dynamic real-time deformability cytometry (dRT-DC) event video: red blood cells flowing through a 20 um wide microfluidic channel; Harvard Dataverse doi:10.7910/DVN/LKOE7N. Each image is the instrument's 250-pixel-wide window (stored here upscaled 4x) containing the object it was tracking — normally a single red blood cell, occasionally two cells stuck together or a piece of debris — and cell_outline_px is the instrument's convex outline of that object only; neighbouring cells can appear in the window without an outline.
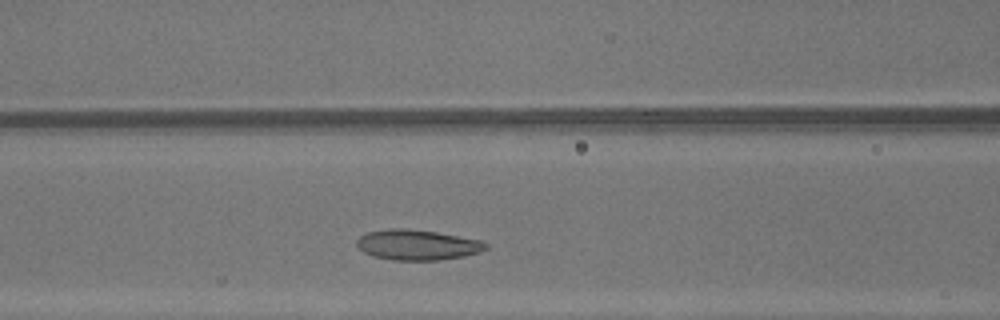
{"species": "common noctule bat (a hibernating species)", "species_latin": "Nyctalus noctula", "temperature_condition": "warm", "stored_images_in_passage": 27, "camera_frame_rate_fps": 3000, "um_per_image_px": 0.085, "animal": {"sex": "male", "body_mass_g": 13.3}, "frame": {"image": 1, "passage_image": 10, "time_ms": 3.0, "image_size_px": [1000, 320], "cell_outline_px": [[488, 248], [480, 252], [464, 256], [440, 260], [392, 260], [372, 256], [364, 252], [356, 244], [356, 240], [360, 236], [368, 232], [388, 228], [408, 228], [436, 232], [480, 240], [488, 244]], "centroid_in_image_um": [35.47, 20.81], "position_along_channel_um": 131.1, "area_um2": 22.89}}
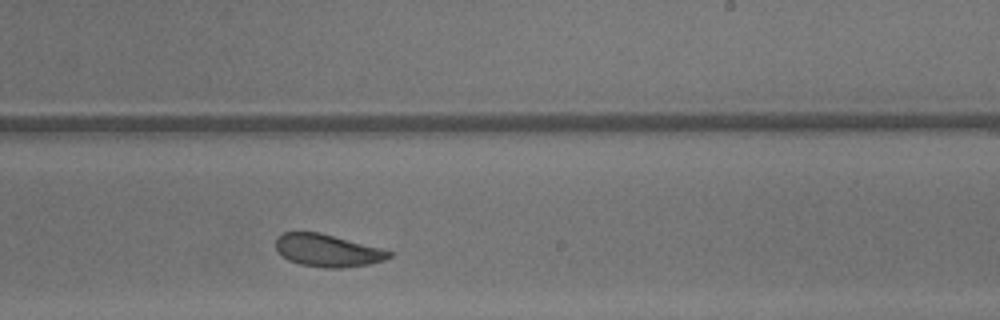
{"frame": {"image": 2, "passage_image": 19, "time_ms": 6.0, "image_size_px": [1000, 320], "cell_outline_px": [[392, 256], [384, 260], [368, 264], [340, 268], [324, 268], [300, 264], [288, 260], [276, 248], [276, 236], [284, 232], [320, 232], [384, 248], [392, 252]], "centroid_in_image_um": [27.87, 21.28], "position_along_channel_um": 261.1, "area_um2": 21.56}}
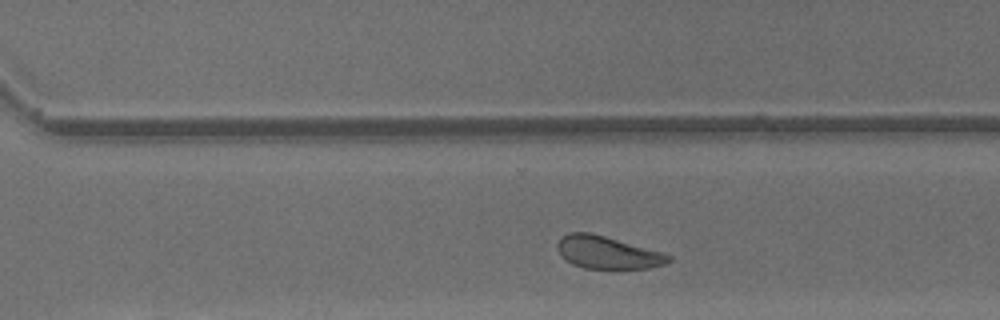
{"frame": {"image": 3, "passage_image": 23, "time_ms": 7.333, "image_size_px": [1000, 320], "cell_outline_px": [[672, 260], [664, 264], [648, 268], [584, 268], [572, 264], [564, 260], [560, 256], [556, 248], [556, 244], [568, 232], [592, 232], [664, 252], [672, 256]], "centroid_in_image_um": [51.63, 21.45], "position_along_channel_um": 319.0, "area_um2": 21.33}, "authors_computed_cell_mechanics": {"area_um2": 22.3686, "velocity_mm_per_s": 4.3497, "shape_relaxation_time_tau1_ms": 3.595, "shape_relaxation_time_tau2_ms": 2.2075, "deformation_change_tau1": 0.0919, "deformation_change_tau2": 0.0862}}